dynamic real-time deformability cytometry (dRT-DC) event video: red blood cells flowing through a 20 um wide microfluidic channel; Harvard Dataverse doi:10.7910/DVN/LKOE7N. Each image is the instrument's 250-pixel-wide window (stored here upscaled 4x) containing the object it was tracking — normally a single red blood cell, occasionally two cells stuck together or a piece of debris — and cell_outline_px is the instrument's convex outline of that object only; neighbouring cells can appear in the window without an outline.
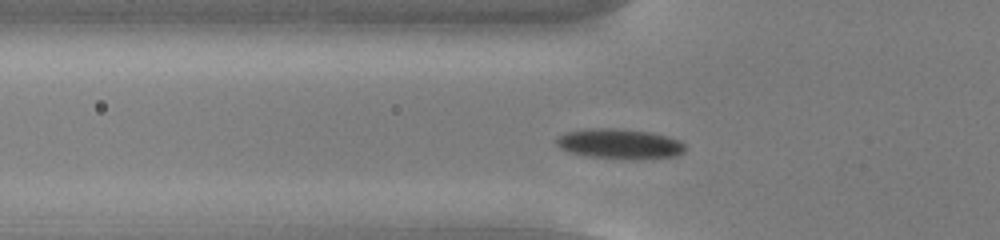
{"species": "common noctule bat (a hibernating species)", "species_latin": "Nyctalus noctula", "temperature_condition": "cold", "stored_images_in_passage": 43, "camera_frame_rate_fps": 3000, "um_per_image_px": 0.085, "animal": {"sex": "male", "body_mass_g": 13.0, "forearm_length_mm": 53.1}, "frame": {"image": 1, "passage_image": 13, "time_ms": 4.0, "image_size_px": [1000, 240], "cell_outline_px": [[684, 152], [676, 156], [620, 160], [588, 156], [568, 152], [560, 148], [556, 144], [556, 136], [568, 132], [592, 128], [616, 128], [652, 132], [668, 136], [680, 140], [684, 144]], "centroid_in_image_um": [52.66, 12.23], "position_along_channel_um": 73.1, "area_um2": 22.77}}
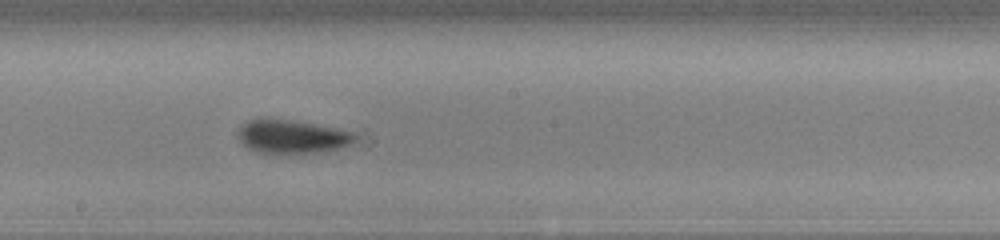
{"frame": {"image": 2, "passage_image": 25, "time_ms": 8.0, "image_size_px": [1000, 240], "cell_outline_px": [[352, 144], [340, 148], [312, 152], [260, 152], [248, 148], [240, 140], [236, 132], [240, 124], [248, 120], [288, 120], [336, 128], [352, 132]], "centroid_in_image_um": [24.75, 11.6], "position_along_channel_um": 223.4, "area_um2": 21.91}}
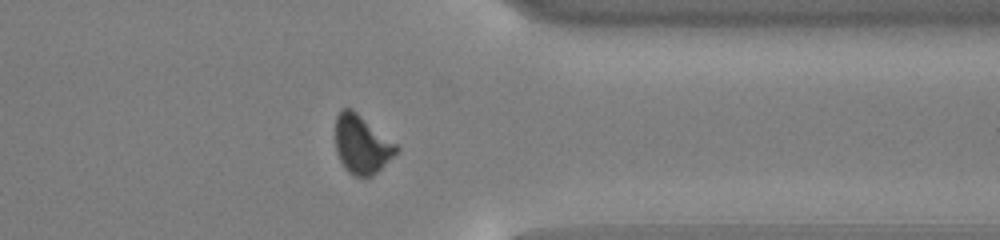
{"frame": {"image": 3, "passage_image": 38, "time_ms": 12.333, "image_size_px": [1000, 240], "cell_outline_px": [[400, 148], [372, 176], [352, 176], [344, 168], [336, 152], [336, 116], [340, 108], [352, 108], [396, 144]], "centroid_in_image_um": [30.71, 12.26], "position_along_channel_um": 380.7, "area_um2": 20.52}}